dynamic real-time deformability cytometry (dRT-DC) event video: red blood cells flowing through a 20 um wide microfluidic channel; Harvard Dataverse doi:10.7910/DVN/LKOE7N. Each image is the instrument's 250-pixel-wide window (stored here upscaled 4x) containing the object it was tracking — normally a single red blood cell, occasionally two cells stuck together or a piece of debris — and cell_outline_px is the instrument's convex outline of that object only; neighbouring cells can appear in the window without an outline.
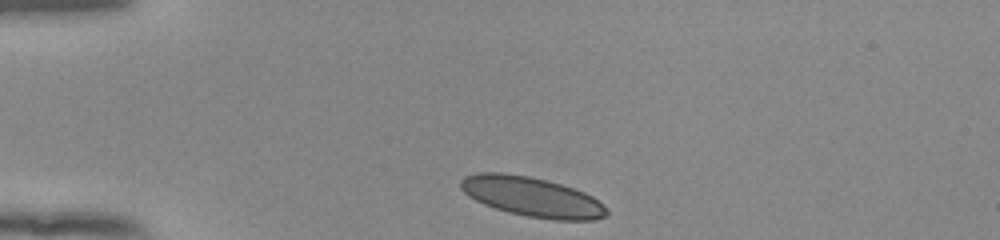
{"species": "human", "species_latin": "Homo sapiens", "temperature_condition": "room temperature", "stored_images_in_passage": 33, "camera_frame_rate_fps": 3000, "um_per_image_px": 0.085, "donor": {"sex": "female"}, "frame": {"image": 1, "passage_image": 1, "time_ms": 0.0, "image_size_px": [1000, 240], "cell_outline_px": [[608, 216], [592, 220], [552, 220], [528, 216], [508, 212], [484, 204], [468, 196], [460, 188], [460, 180], [464, 176], [476, 172], [504, 172], [528, 176], [560, 184], [584, 192], [592, 196], [608, 212]], "centroid_in_image_um": [45.16, 16.72], "position_along_channel_um": 39.8, "area_um2": 33.58}}
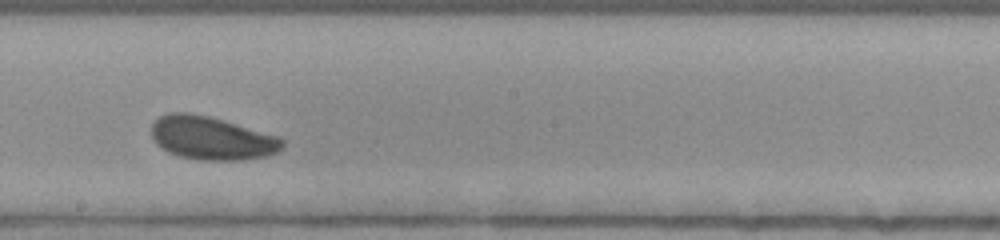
{"frame": {"image": 2, "passage_image": 19, "time_ms": 6.0, "image_size_px": [1000, 240], "cell_outline_px": [[284, 148], [268, 156], [240, 160], [200, 160], [180, 156], [168, 152], [156, 144], [152, 140], [152, 124], [160, 116], [168, 112], [188, 112], [208, 116], [224, 120], [280, 136], [284, 140]], "centroid_in_image_um": [18.01, 11.74], "position_along_channel_um": 230.2, "area_um2": 33.29}}
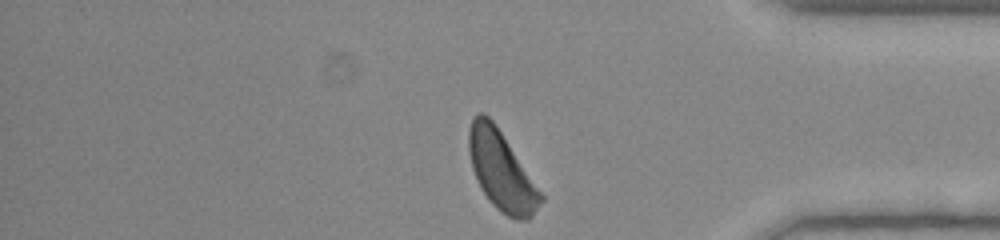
{"frame": {"image": 3, "passage_image": 33, "time_ms": 10.667, "image_size_px": [1000, 240], "cell_outline_px": [[544, 200], [532, 216], [528, 220], [516, 220], [508, 216], [496, 208], [488, 200], [480, 188], [476, 180], [472, 168], [468, 152], [468, 128], [472, 116], [476, 112], [484, 112], [496, 124], [544, 196]], "centroid_in_image_um": [42.59, 14.5], "position_along_channel_um": 392.6, "area_um2": 33.35}, "authors_computed_cell_mechanics": {"area_um2": 32.946, "velocity_mm_per_s": 3.8593, "shape_relaxation_time_tau1_ms": 1.7096, "shape_relaxation_time_tau2_ms": 3.0169, "deformation_change_tau1": 0.0627, "deformation_change_tau2": 0.0959}}